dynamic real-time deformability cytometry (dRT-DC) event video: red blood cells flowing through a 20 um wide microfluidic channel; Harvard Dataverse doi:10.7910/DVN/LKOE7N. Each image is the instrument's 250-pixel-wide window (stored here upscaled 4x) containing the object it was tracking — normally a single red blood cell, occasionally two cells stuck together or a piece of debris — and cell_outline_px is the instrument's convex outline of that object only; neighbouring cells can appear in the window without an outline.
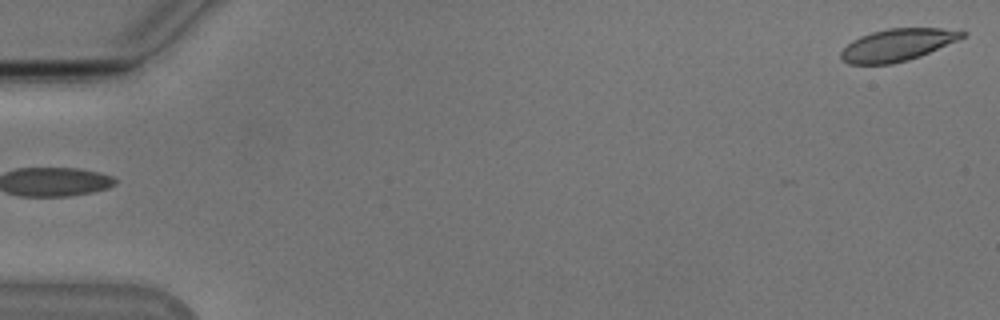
{"species": "Egyptian fruit bat (a non-hibernating species)", "species_latin": "Rousettus aegyptiacus", "temperature_condition": "cold", "stored_images_in_passage": 54, "camera_frame_rate_fps": 3000, "um_per_image_px": 0.085, "animal": {"sex": "male"}, "frame": {"image": 1, "passage_image": 1, "time_ms": 0.0, "image_size_px": [1000, 320], "cell_outline_px": [[968, 32], [964, 36], [956, 40], [920, 56], [908, 60], [892, 64], [848, 64], [840, 56], [840, 52], [852, 40], [860, 36], [872, 32], [888, 28], [940, 28]], "centroid_in_image_um": [76.24, 3.82], "position_along_channel_um": 8.8, "area_um2": 22.48}}
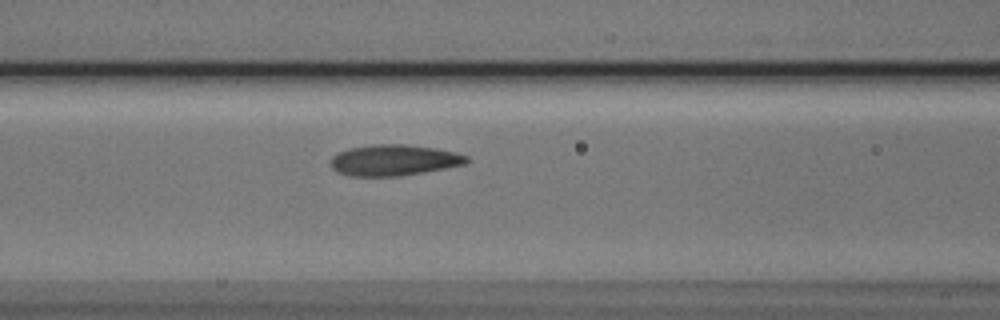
{"frame": {"image": 2, "passage_image": 23, "time_ms": 7.333, "image_size_px": [1000, 320], "cell_outline_px": [[468, 160], [464, 164], [444, 168], [400, 176], [348, 176], [336, 172], [332, 168], [332, 156], [336, 152], [348, 148], [372, 144], [404, 144], [436, 148], [456, 152], [468, 156]], "centroid_in_image_um": [33.44, 13.6], "position_along_channel_um": 133.2, "area_um2": 24.62}}
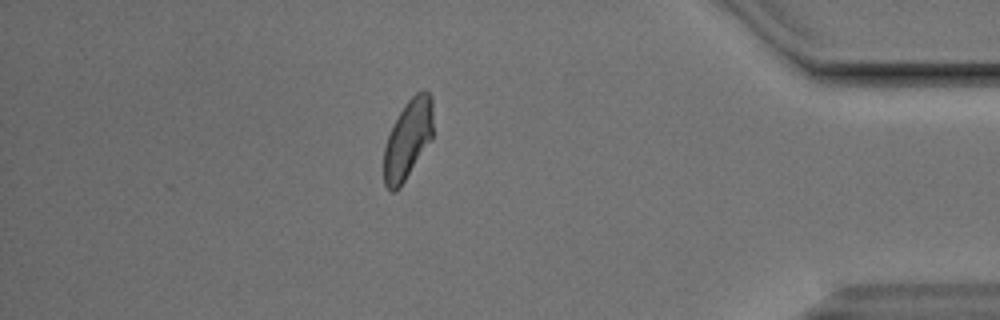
{"frame": {"image": 3, "passage_image": 47, "time_ms": 15.333, "image_size_px": [1000, 320], "cell_outline_px": [[432, 140], [400, 188], [396, 192], [392, 192], [384, 184], [384, 148], [388, 136], [400, 112], [408, 100], [416, 92], [424, 88], [432, 96]], "centroid_in_image_um": [34.68, 11.86], "position_along_channel_um": 400.5, "area_um2": 22.77}, "authors_computed_cell_mechanics": {"area_um2": 23.6691, "velocity_mm_per_s": 3.8026, "shape_relaxation_time_tau1_ms": 5.3665, "shape_relaxation_time_tau2_ms": 2.1274, "deformation_change_tau1": 0.1461, "deformation_change_tau2": 0.0755}}